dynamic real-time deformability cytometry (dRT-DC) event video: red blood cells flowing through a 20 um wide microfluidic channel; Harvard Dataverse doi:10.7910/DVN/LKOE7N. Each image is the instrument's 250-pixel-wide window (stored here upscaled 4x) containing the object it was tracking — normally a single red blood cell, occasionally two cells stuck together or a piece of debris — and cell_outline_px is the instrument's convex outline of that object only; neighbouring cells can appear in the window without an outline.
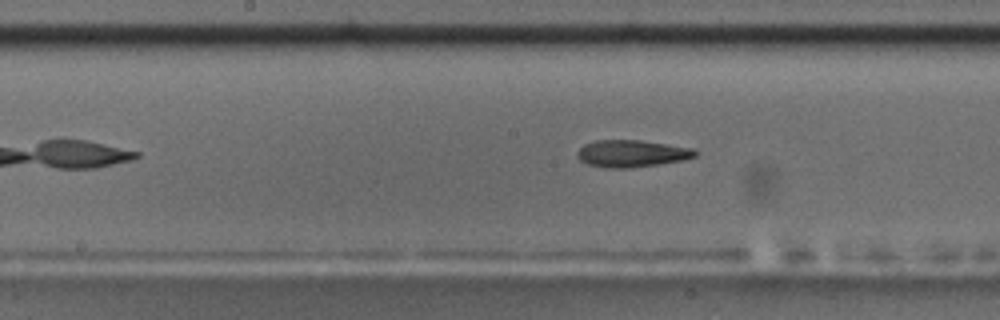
{"species": "common noctule bat (a hibernating species)", "species_latin": "Nyctalus noctula", "temperature_condition": "room temperature", "stored_images_in_passage": 42, "camera_frame_rate_fps": 3000, "um_per_image_px": 0.085, "animal": {"sex": "male", "body_mass_g": 17.5, "forearm_length_mm": 52.3}, "frame": {"image": 1, "passage_image": 19, "time_ms": 6.0, "image_size_px": [1000, 320], "cell_outline_px": [[696, 156], [680, 160], [656, 164], [628, 168], [608, 168], [588, 164], [580, 160], [576, 156], [576, 152], [584, 144], [596, 140], [640, 140], [692, 148], [696, 152]], "centroid_in_image_um": [53.63, 13.04], "position_along_channel_um": 194.6, "area_um2": 18.32}}
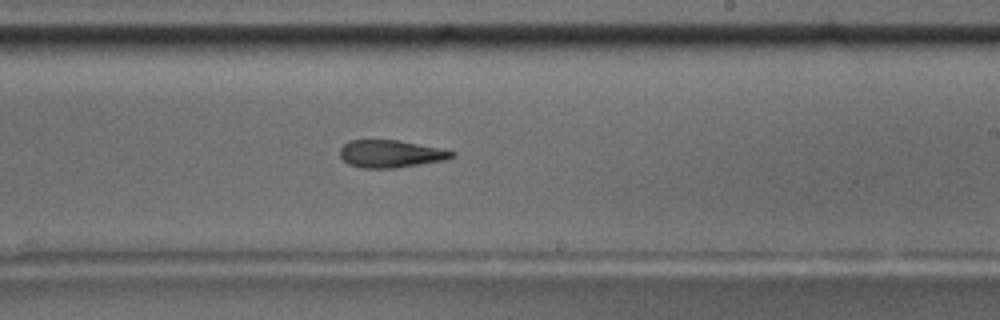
{"frame": {"image": 2, "passage_image": 24, "time_ms": 7.667, "image_size_px": [1000, 320], "cell_outline_px": [[456, 156], [444, 160], [396, 168], [364, 168], [348, 164], [340, 156], [340, 148], [348, 140], [396, 140], [456, 152]], "centroid_in_image_um": [33.17, 13.08], "position_along_channel_um": 255.8, "area_um2": 17.69}}